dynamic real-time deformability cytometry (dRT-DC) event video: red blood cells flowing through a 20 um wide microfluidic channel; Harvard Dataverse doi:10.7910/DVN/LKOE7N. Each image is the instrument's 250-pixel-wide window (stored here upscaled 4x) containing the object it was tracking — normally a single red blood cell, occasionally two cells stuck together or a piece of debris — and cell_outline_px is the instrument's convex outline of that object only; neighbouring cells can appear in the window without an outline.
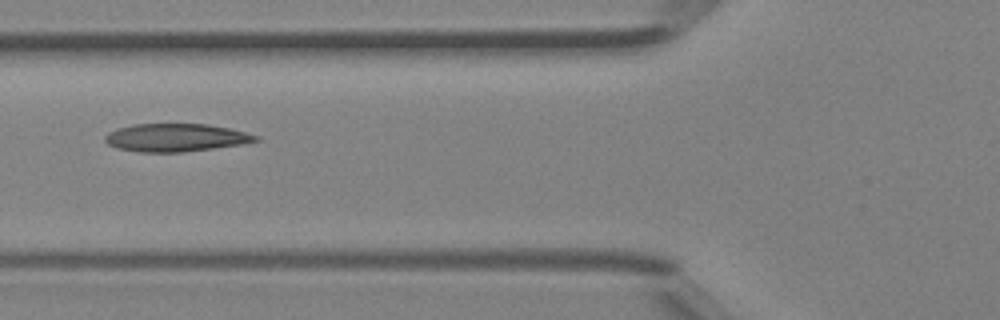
{"species": "Egyptian fruit bat (a non-hibernating species)", "species_latin": "Rousettus aegyptiacus", "temperature_condition": "room temperature", "stored_images_in_passage": 5, "camera_frame_rate_fps": 3000, "um_per_image_px": 0.085, "animal": {"sex": "female"}, "frame": {"image": 1, "passage_image": 5, "time_ms": 1.333, "image_size_px": [1000, 320], "cell_outline_px": [[260, 140], [240, 144], [184, 152], [140, 152], [116, 148], [108, 144], [104, 140], [104, 136], [108, 132], [116, 128], [132, 124], [208, 124], [228, 128], [260, 136]], "centroid_in_image_um": [14.89, 11.69], "position_along_channel_um": 110.9, "area_um2": 24.51}}